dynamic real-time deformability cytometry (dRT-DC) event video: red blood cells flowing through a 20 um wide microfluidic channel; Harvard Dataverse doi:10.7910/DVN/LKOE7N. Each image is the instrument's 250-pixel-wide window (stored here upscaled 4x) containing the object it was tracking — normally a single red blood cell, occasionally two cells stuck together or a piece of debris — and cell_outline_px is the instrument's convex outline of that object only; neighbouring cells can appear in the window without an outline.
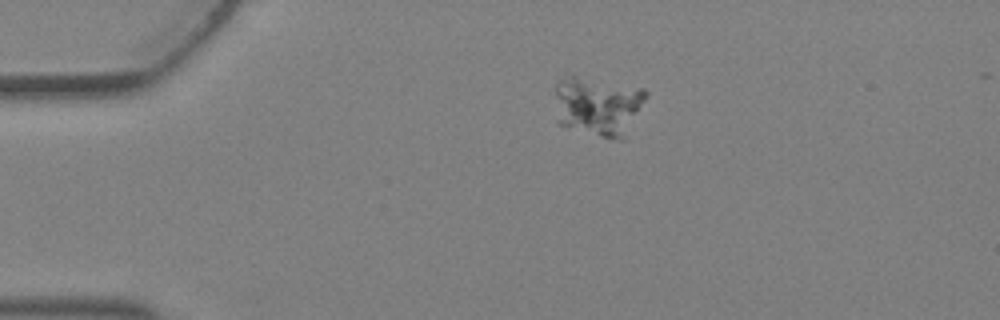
{"species": "Egyptian fruit bat (a non-hibernating species)", "species_latin": "Rousettus aegyptiacus", "temperature_condition": "warm", "stored_images_in_passage": 4, "camera_frame_rate_fps": 3000, "um_per_image_px": 0.085, "animal": {"sex": "female"}, "frame": {"image": 1, "passage_image": 3, "time_ms": 0.667, "image_size_px": [1000, 320], "cell_outline_px": [[648, 96], [624, 140], [616, 140], [600, 136], [556, 124], [556, 84], [560, 80], [572, 76], [644, 88], [648, 92]], "centroid_in_image_um": [50.86, 9.05], "position_along_channel_um": 34.1, "area_um2": 31.44}}